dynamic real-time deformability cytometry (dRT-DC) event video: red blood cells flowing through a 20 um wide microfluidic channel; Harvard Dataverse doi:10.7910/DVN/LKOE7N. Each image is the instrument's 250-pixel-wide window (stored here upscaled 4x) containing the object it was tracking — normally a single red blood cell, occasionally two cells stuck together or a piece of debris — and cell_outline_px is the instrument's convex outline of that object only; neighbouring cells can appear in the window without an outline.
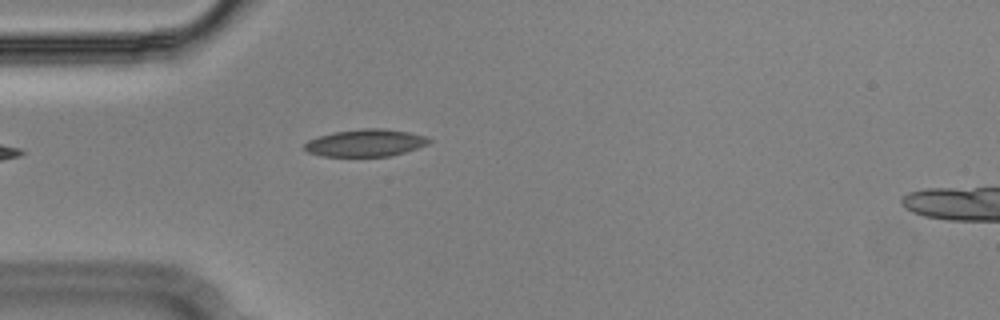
{"species": "Egyptian fruit bat (a non-hibernating species)", "species_latin": "Rousettus aegyptiacus", "temperature_condition": "cold", "stored_images_in_passage": 5, "camera_frame_rate_fps": 3000, "um_per_image_px": 0.085, "animal": {"sex": "male"}, "frame": {"image": 1, "passage_image": 1, "time_ms": 0.0, "image_size_px": [1000, 320], "cell_outline_px": [[432, 140], [428, 144], [404, 152], [388, 156], [320, 156], [308, 152], [304, 148], [304, 144], [308, 140], [332, 132], [364, 128], [384, 128], [408, 132], [424, 136]], "centroid_in_image_um": [31.04, 12.14], "position_along_channel_um": 54.0, "area_um2": 19.65}}
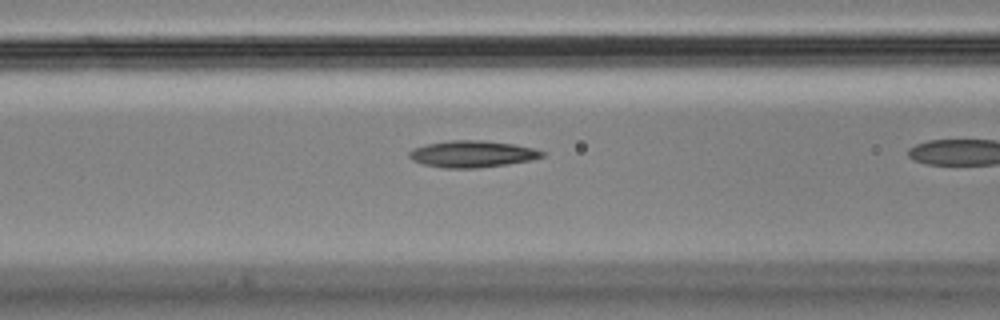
{"frame": {"image": 2, "passage_image": 4, "time_ms": 1.0, "image_size_px": [1000, 320], "cell_outline_px": [[544, 156], [532, 160], [508, 164], [476, 168], [444, 168], [424, 164], [412, 160], [408, 156], [408, 152], [416, 148], [428, 144], [452, 140], [484, 140], [512, 144], [532, 148], [544, 152]], "centroid_in_image_um": [40.15, 13.09], "position_along_channel_um": 126.5, "area_um2": 20.46}}